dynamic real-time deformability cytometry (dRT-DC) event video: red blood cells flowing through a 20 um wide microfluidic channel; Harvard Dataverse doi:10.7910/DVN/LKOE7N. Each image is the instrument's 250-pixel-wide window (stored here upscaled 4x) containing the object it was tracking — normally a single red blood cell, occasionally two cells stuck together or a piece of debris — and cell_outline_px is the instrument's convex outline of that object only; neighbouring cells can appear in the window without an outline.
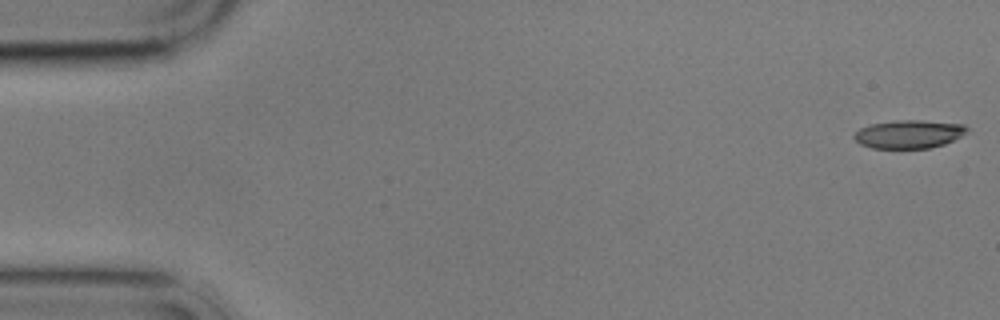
{"species": "common noctule bat (a hibernating species)", "species_latin": "Nyctalus noctula", "temperature_condition": "cold", "stored_images_in_passage": 15, "camera_frame_rate_fps": 3000, "um_per_image_px": 0.085, "animal": {"sex": "male", "body_mass_g": 17.9}, "frame": {"image": 1, "passage_image": 1, "time_ms": 0.0, "image_size_px": [1000, 320], "cell_outline_px": [[968, 128], [960, 136], [944, 144], [928, 148], [872, 148], [860, 144], [852, 136], [860, 128], [872, 124], [896, 120], [924, 120], [964, 124]], "centroid_in_image_um": [77.23, 11.39], "position_along_channel_um": 7.8, "area_um2": 18.44}}
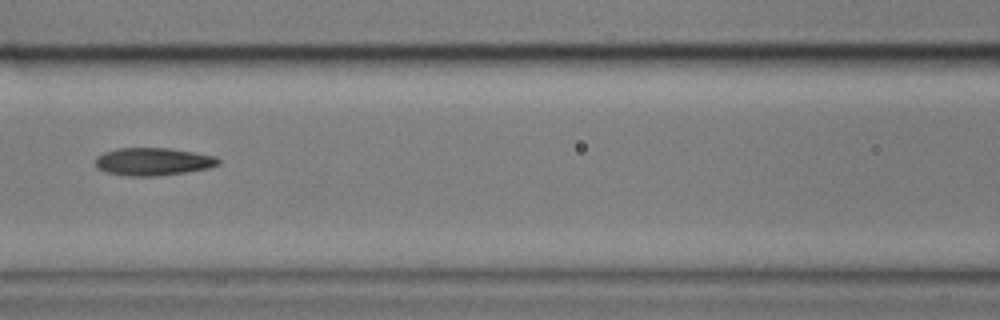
{"frame": {"image": 2, "passage_image": 7, "time_ms": 8.0, "image_size_px": [1000, 320], "cell_outline_px": [[220, 164], [208, 168], [184, 172], [156, 176], [128, 176], [108, 172], [96, 168], [96, 156], [104, 152], [116, 148], [168, 148], [216, 156], [220, 160]], "centroid_in_image_um": [12.99, 13.73], "position_along_channel_um": 153.6, "area_um2": 19.77}}
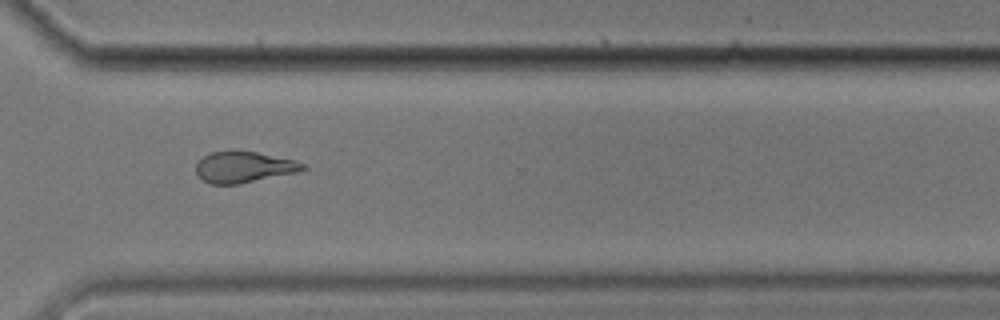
{"frame": {"image": 3, "passage_image": 12, "time_ms": 13.667, "image_size_px": [1000, 320], "cell_outline_px": [[308, 168], [296, 172], [240, 184], [212, 184], [204, 180], [196, 172], [196, 164], [204, 156], [212, 152], [256, 152], [292, 160], [304, 164]], "centroid_in_image_um": [20.72, 14.22], "position_along_channel_um": 349.9, "area_um2": 18.79}, "authors_computed_cell_mechanics": {"area_um2": 19.5364, "velocity_mm_per_s": 3.4663, "shape_relaxation_time_tau1_ms": 3.8323, "shape_relaxation_time_tau2_ms": 2.2525, "deformation_change_tau1": 0.138, "deformation_change_tau2": 0.0931}}